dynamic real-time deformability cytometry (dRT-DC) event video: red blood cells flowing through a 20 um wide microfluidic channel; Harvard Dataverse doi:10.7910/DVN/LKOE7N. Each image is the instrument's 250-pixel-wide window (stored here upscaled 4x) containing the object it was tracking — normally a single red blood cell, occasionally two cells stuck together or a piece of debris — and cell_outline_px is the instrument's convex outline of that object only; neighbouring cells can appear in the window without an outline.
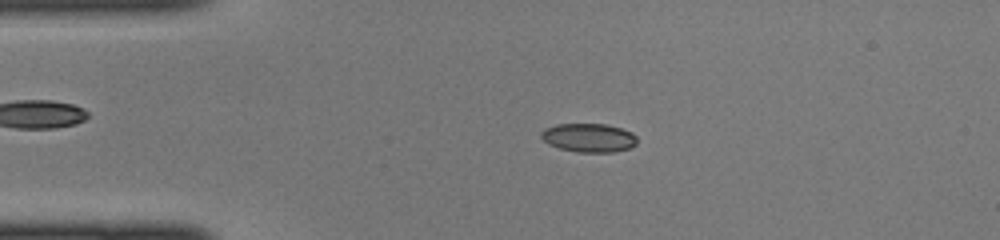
{"species": "common noctule bat (a hibernating species)", "species_latin": "Nyctalus noctula", "temperature_condition": "cold", "stored_images_in_passage": 44, "camera_frame_rate_fps": 3000, "um_per_image_px": 0.085, "animal": {"sex": "female", "body_mass_g": 22.0, "forearm_length_mm": 56.7}, "frame": {"image": 1, "passage_image": 9, "time_ms": 2.667, "image_size_px": [1000, 240], "cell_outline_px": [[636, 144], [628, 148], [612, 152], [576, 152], [560, 148], [548, 144], [540, 136], [540, 132], [544, 128], [556, 124], [604, 124], [620, 128], [632, 132], [636, 136]], "centroid_in_image_um": [50.01, 11.7], "position_along_channel_um": 35.0, "area_um2": 16.01}}
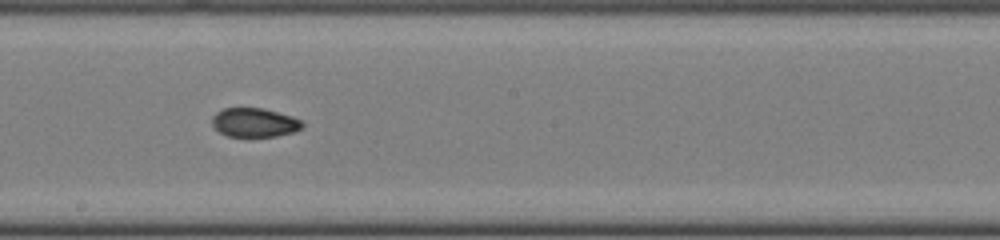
{"frame": {"image": 2, "passage_image": 24, "time_ms": 7.667, "image_size_px": [1000, 240], "cell_outline_px": [[304, 124], [300, 128], [292, 132], [276, 136], [228, 136], [220, 132], [212, 124], [212, 116], [216, 112], [224, 108], [264, 108], [292, 116], [304, 120]], "centroid_in_image_um": [21.64, 10.4], "position_along_channel_um": 226.6, "area_um2": 15.2}}
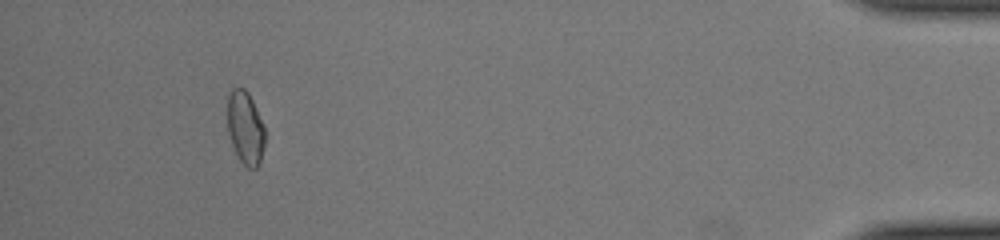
{"frame": {"image": 3, "passage_image": 41, "time_ms": 13.333, "image_size_px": [1000, 240], "cell_outline_px": [[264, 148], [260, 164], [256, 168], [248, 168], [240, 160], [232, 144], [228, 132], [228, 96], [232, 88], [244, 88], [248, 92], [264, 124]], "centroid_in_image_um": [20.87, 10.87], "position_along_channel_um": 414.3, "area_um2": 15.9}}